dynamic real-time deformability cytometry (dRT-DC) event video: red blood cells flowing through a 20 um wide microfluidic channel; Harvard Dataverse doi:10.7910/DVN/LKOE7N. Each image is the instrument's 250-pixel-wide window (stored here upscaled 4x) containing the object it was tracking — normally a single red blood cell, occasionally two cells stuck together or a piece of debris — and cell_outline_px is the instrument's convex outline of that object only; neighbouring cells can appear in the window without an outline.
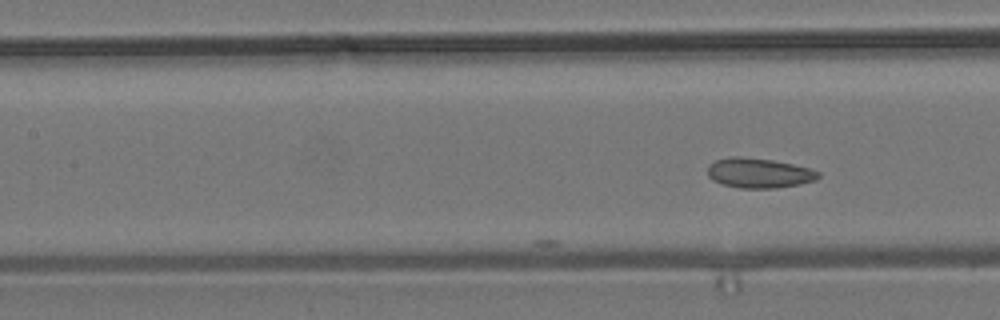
{"species": "common noctule bat (a hibernating species)", "species_latin": "Nyctalus noctula", "temperature_condition": "room temperature", "stored_images_in_passage": 14, "camera_frame_rate_fps": 3000, "um_per_image_px": 0.085, "animal": {"sex": "male", "body_mass_g": 19.2, "forearm_length_mm": 51.8}, "frame": {"image": 1, "passage_image": 14, "time_ms": 4.333, "image_size_px": [1000, 320], "cell_outline_px": [[820, 176], [816, 180], [776, 188], [740, 188], [720, 184], [712, 180], [708, 176], [708, 164], [716, 160], [732, 156], [740, 156], [772, 160], [792, 164], [808, 168], [820, 172]], "centroid_in_image_um": [64.46, 14.7], "position_along_channel_um": 142.9, "area_um2": 19.25}}